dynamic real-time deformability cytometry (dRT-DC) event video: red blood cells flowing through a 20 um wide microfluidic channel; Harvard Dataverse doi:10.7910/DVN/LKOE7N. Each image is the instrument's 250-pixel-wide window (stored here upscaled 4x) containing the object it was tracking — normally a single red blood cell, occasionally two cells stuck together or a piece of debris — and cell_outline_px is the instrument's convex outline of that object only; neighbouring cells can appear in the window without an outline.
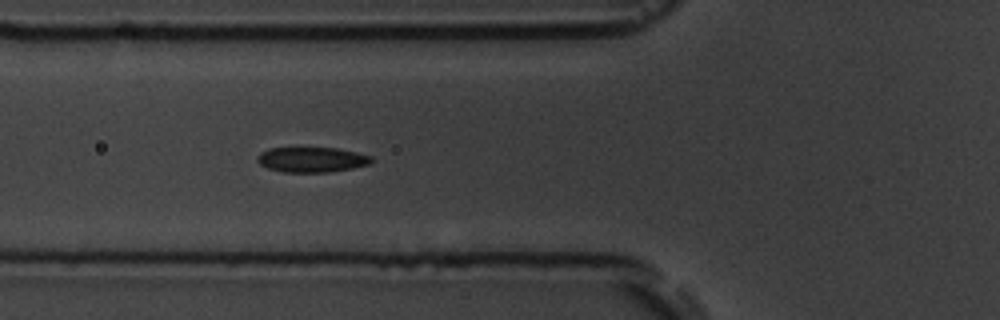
{"species": "common noctule bat (a hibernating species)", "species_latin": "Nyctalus noctula", "temperature_condition": "room temperature", "stored_images_in_passage": 4, "camera_frame_rate_fps": 3000, "um_per_image_px": 0.085, "animal": {"sex": "male", "body_mass_g": 19.5, "forearm_length_mm": 54.6}, "frame": {"image": 1, "passage_image": 4, "time_ms": 3.333, "image_size_px": [1000, 320], "cell_outline_px": [[372, 160], [368, 164], [352, 168], [328, 172], [284, 172], [268, 168], [260, 164], [256, 160], [256, 156], [260, 152], [268, 148], [336, 148], [356, 152], [372, 156]], "centroid_in_image_um": [26.46, 13.56], "position_along_channel_um": 99.3, "area_um2": 16.65}}